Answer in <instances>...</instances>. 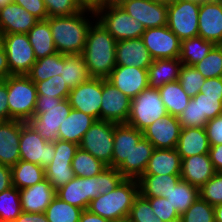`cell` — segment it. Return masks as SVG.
Returning a JSON list of instances; mask_svg holds the SVG:
<instances>
[{"label":"cell","instance_id":"8d00e7d4","mask_svg":"<svg viewBox=\"0 0 222 222\" xmlns=\"http://www.w3.org/2000/svg\"><path fill=\"white\" fill-rule=\"evenodd\" d=\"M64 55L55 53L40 59L32 65L31 70L26 74L34 83L41 82L60 75L61 66H64Z\"/></svg>","mask_w":222,"mask_h":222},{"label":"cell","instance_id":"2644e50d","mask_svg":"<svg viewBox=\"0 0 222 222\" xmlns=\"http://www.w3.org/2000/svg\"><path fill=\"white\" fill-rule=\"evenodd\" d=\"M13 2V0H0V9L4 6L8 5L9 3Z\"/></svg>","mask_w":222,"mask_h":222},{"label":"cell","instance_id":"6f0895ef","mask_svg":"<svg viewBox=\"0 0 222 222\" xmlns=\"http://www.w3.org/2000/svg\"><path fill=\"white\" fill-rule=\"evenodd\" d=\"M7 94V84L3 79H0V121H9V106Z\"/></svg>","mask_w":222,"mask_h":222},{"label":"cell","instance_id":"4316f807","mask_svg":"<svg viewBox=\"0 0 222 222\" xmlns=\"http://www.w3.org/2000/svg\"><path fill=\"white\" fill-rule=\"evenodd\" d=\"M95 121L96 119L91 115L72 109L60 125L58 139L80 145L84 134Z\"/></svg>","mask_w":222,"mask_h":222},{"label":"cell","instance_id":"ee69618b","mask_svg":"<svg viewBox=\"0 0 222 222\" xmlns=\"http://www.w3.org/2000/svg\"><path fill=\"white\" fill-rule=\"evenodd\" d=\"M205 80L204 76L193 65H182L178 82L190 98L200 93Z\"/></svg>","mask_w":222,"mask_h":222},{"label":"cell","instance_id":"753ad0ef","mask_svg":"<svg viewBox=\"0 0 222 222\" xmlns=\"http://www.w3.org/2000/svg\"><path fill=\"white\" fill-rule=\"evenodd\" d=\"M171 222H182V219H181V218H179V219L174 220V221H171Z\"/></svg>","mask_w":222,"mask_h":222},{"label":"cell","instance_id":"44dd1931","mask_svg":"<svg viewBox=\"0 0 222 222\" xmlns=\"http://www.w3.org/2000/svg\"><path fill=\"white\" fill-rule=\"evenodd\" d=\"M142 137L143 132L135 127L114 123L112 168H118L122 163H131V153Z\"/></svg>","mask_w":222,"mask_h":222},{"label":"cell","instance_id":"be15d7a7","mask_svg":"<svg viewBox=\"0 0 222 222\" xmlns=\"http://www.w3.org/2000/svg\"><path fill=\"white\" fill-rule=\"evenodd\" d=\"M83 9L96 11L102 4L103 0H76Z\"/></svg>","mask_w":222,"mask_h":222},{"label":"cell","instance_id":"681fc988","mask_svg":"<svg viewBox=\"0 0 222 222\" xmlns=\"http://www.w3.org/2000/svg\"><path fill=\"white\" fill-rule=\"evenodd\" d=\"M200 198L212 206L222 203V172H216L200 189Z\"/></svg>","mask_w":222,"mask_h":222},{"label":"cell","instance_id":"ab89813d","mask_svg":"<svg viewBox=\"0 0 222 222\" xmlns=\"http://www.w3.org/2000/svg\"><path fill=\"white\" fill-rule=\"evenodd\" d=\"M71 167L76 177L89 178L100 174L107 166L79 147L72 159Z\"/></svg>","mask_w":222,"mask_h":222},{"label":"cell","instance_id":"03108f58","mask_svg":"<svg viewBox=\"0 0 222 222\" xmlns=\"http://www.w3.org/2000/svg\"><path fill=\"white\" fill-rule=\"evenodd\" d=\"M6 76L3 62V55H0V79Z\"/></svg>","mask_w":222,"mask_h":222},{"label":"cell","instance_id":"603a6c76","mask_svg":"<svg viewBox=\"0 0 222 222\" xmlns=\"http://www.w3.org/2000/svg\"><path fill=\"white\" fill-rule=\"evenodd\" d=\"M38 22L37 18L14 2L0 9V31L3 34H27Z\"/></svg>","mask_w":222,"mask_h":222},{"label":"cell","instance_id":"11a10c76","mask_svg":"<svg viewBox=\"0 0 222 222\" xmlns=\"http://www.w3.org/2000/svg\"><path fill=\"white\" fill-rule=\"evenodd\" d=\"M208 141L210 145L222 144V114L214 119L208 120L205 125Z\"/></svg>","mask_w":222,"mask_h":222},{"label":"cell","instance_id":"e575fe53","mask_svg":"<svg viewBox=\"0 0 222 222\" xmlns=\"http://www.w3.org/2000/svg\"><path fill=\"white\" fill-rule=\"evenodd\" d=\"M159 92L167 113L176 117L183 112L191 99L178 80L165 84L159 89Z\"/></svg>","mask_w":222,"mask_h":222},{"label":"cell","instance_id":"d6986e66","mask_svg":"<svg viewBox=\"0 0 222 222\" xmlns=\"http://www.w3.org/2000/svg\"><path fill=\"white\" fill-rule=\"evenodd\" d=\"M107 80L130 99L149 87L148 69L134 66H116Z\"/></svg>","mask_w":222,"mask_h":222},{"label":"cell","instance_id":"db71d44e","mask_svg":"<svg viewBox=\"0 0 222 222\" xmlns=\"http://www.w3.org/2000/svg\"><path fill=\"white\" fill-rule=\"evenodd\" d=\"M13 2L23 7L39 21L49 18L43 0H13Z\"/></svg>","mask_w":222,"mask_h":222},{"label":"cell","instance_id":"836d02e7","mask_svg":"<svg viewBox=\"0 0 222 222\" xmlns=\"http://www.w3.org/2000/svg\"><path fill=\"white\" fill-rule=\"evenodd\" d=\"M12 169V186L18 190L31 187L45 179V169L40 165L19 160Z\"/></svg>","mask_w":222,"mask_h":222},{"label":"cell","instance_id":"60d3db41","mask_svg":"<svg viewBox=\"0 0 222 222\" xmlns=\"http://www.w3.org/2000/svg\"><path fill=\"white\" fill-rule=\"evenodd\" d=\"M83 209L62 201L56 196L46 208L48 222H79Z\"/></svg>","mask_w":222,"mask_h":222},{"label":"cell","instance_id":"816d5d0a","mask_svg":"<svg viewBox=\"0 0 222 222\" xmlns=\"http://www.w3.org/2000/svg\"><path fill=\"white\" fill-rule=\"evenodd\" d=\"M146 199L149 201L155 215L163 222H171L180 218V215L174 207L171 206L167 198L152 197Z\"/></svg>","mask_w":222,"mask_h":222},{"label":"cell","instance_id":"f35d334b","mask_svg":"<svg viewBox=\"0 0 222 222\" xmlns=\"http://www.w3.org/2000/svg\"><path fill=\"white\" fill-rule=\"evenodd\" d=\"M199 188L192 186L184 180H180L172 190L165 195L168 202L181 216L198 198Z\"/></svg>","mask_w":222,"mask_h":222},{"label":"cell","instance_id":"b9f144b4","mask_svg":"<svg viewBox=\"0 0 222 222\" xmlns=\"http://www.w3.org/2000/svg\"><path fill=\"white\" fill-rule=\"evenodd\" d=\"M19 190L12 186L0 193V222H14L21 214Z\"/></svg>","mask_w":222,"mask_h":222},{"label":"cell","instance_id":"4dcf8cb0","mask_svg":"<svg viewBox=\"0 0 222 222\" xmlns=\"http://www.w3.org/2000/svg\"><path fill=\"white\" fill-rule=\"evenodd\" d=\"M154 149L153 144L142 137L131 153V163H122L117 169L124 178L138 180L144 174Z\"/></svg>","mask_w":222,"mask_h":222},{"label":"cell","instance_id":"c3c4849f","mask_svg":"<svg viewBox=\"0 0 222 222\" xmlns=\"http://www.w3.org/2000/svg\"><path fill=\"white\" fill-rule=\"evenodd\" d=\"M193 99L198 101L199 119L208 122L222 114V97L206 96L200 92Z\"/></svg>","mask_w":222,"mask_h":222},{"label":"cell","instance_id":"9c48e42d","mask_svg":"<svg viewBox=\"0 0 222 222\" xmlns=\"http://www.w3.org/2000/svg\"><path fill=\"white\" fill-rule=\"evenodd\" d=\"M167 113L161 99L159 90L147 88L131 101L128 125L143 131L157 119H161Z\"/></svg>","mask_w":222,"mask_h":222},{"label":"cell","instance_id":"3957f363","mask_svg":"<svg viewBox=\"0 0 222 222\" xmlns=\"http://www.w3.org/2000/svg\"><path fill=\"white\" fill-rule=\"evenodd\" d=\"M116 43L96 19L88 30L82 53L90 77L107 79L110 76L116 67Z\"/></svg>","mask_w":222,"mask_h":222},{"label":"cell","instance_id":"6125c7cd","mask_svg":"<svg viewBox=\"0 0 222 222\" xmlns=\"http://www.w3.org/2000/svg\"><path fill=\"white\" fill-rule=\"evenodd\" d=\"M79 222H111L99 215L93 214L88 210H83Z\"/></svg>","mask_w":222,"mask_h":222},{"label":"cell","instance_id":"9f6ffc18","mask_svg":"<svg viewBox=\"0 0 222 222\" xmlns=\"http://www.w3.org/2000/svg\"><path fill=\"white\" fill-rule=\"evenodd\" d=\"M200 92L206 96L222 97V77L206 79Z\"/></svg>","mask_w":222,"mask_h":222},{"label":"cell","instance_id":"4fadbf2b","mask_svg":"<svg viewBox=\"0 0 222 222\" xmlns=\"http://www.w3.org/2000/svg\"><path fill=\"white\" fill-rule=\"evenodd\" d=\"M54 145L55 155L45 168V178L57 190L75 177L71 163L79 145L59 139L54 142Z\"/></svg>","mask_w":222,"mask_h":222},{"label":"cell","instance_id":"d590c367","mask_svg":"<svg viewBox=\"0 0 222 222\" xmlns=\"http://www.w3.org/2000/svg\"><path fill=\"white\" fill-rule=\"evenodd\" d=\"M60 75L70 90L90 78L82 55H64Z\"/></svg>","mask_w":222,"mask_h":222},{"label":"cell","instance_id":"e0dca14e","mask_svg":"<svg viewBox=\"0 0 222 222\" xmlns=\"http://www.w3.org/2000/svg\"><path fill=\"white\" fill-rule=\"evenodd\" d=\"M131 101L126 94L119 91L107 79L102 78V101L100 120L117 124L127 123L130 114Z\"/></svg>","mask_w":222,"mask_h":222},{"label":"cell","instance_id":"7dc6e473","mask_svg":"<svg viewBox=\"0 0 222 222\" xmlns=\"http://www.w3.org/2000/svg\"><path fill=\"white\" fill-rule=\"evenodd\" d=\"M127 222H163L155 215L149 201L140 193L135 198Z\"/></svg>","mask_w":222,"mask_h":222},{"label":"cell","instance_id":"8992f818","mask_svg":"<svg viewBox=\"0 0 222 222\" xmlns=\"http://www.w3.org/2000/svg\"><path fill=\"white\" fill-rule=\"evenodd\" d=\"M9 120L27 122L34 116L38 97L35 83L27 75H6Z\"/></svg>","mask_w":222,"mask_h":222},{"label":"cell","instance_id":"7c38bea8","mask_svg":"<svg viewBox=\"0 0 222 222\" xmlns=\"http://www.w3.org/2000/svg\"><path fill=\"white\" fill-rule=\"evenodd\" d=\"M20 160L46 168L55 155L54 142H47L26 122L20 121Z\"/></svg>","mask_w":222,"mask_h":222},{"label":"cell","instance_id":"e7e4bbea","mask_svg":"<svg viewBox=\"0 0 222 222\" xmlns=\"http://www.w3.org/2000/svg\"><path fill=\"white\" fill-rule=\"evenodd\" d=\"M215 222H222V203L214 206Z\"/></svg>","mask_w":222,"mask_h":222},{"label":"cell","instance_id":"6da1fadb","mask_svg":"<svg viewBox=\"0 0 222 222\" xmlns=\"http://www.w3.org/2000/svg\"><path fill=\"white\" fill-rule=\"evenodd\" d=\"M124 179L117 168L106 167L94 177H74L56 190V196L80 209L87 210L90 201L114 190Z\"/></svg>","mask_w":222,"mask_h":222},{"label":"cell","instance_id":"bcb514c9","mask_svg":"<svg viewBox=\"0 0 222 222\" xmlns=\"http://www.w3.org/2000/svg\"><path fill=\"white\" fill-rule=\"evenodd\" d=\"M35 85L38 96L66 99L71 91L62 79L61 75L54 76L41 82H36Z\"/></svg>","mask_w":222,"mask_h":222},{"label":"cell","instance_id":"94428289","mask_svg":"<svg viewBox=\"0 0 222 222\" xmlns=\"http://www.w3.org/2000/svg\"><path fill=\"white\" fill-rule=\"evenodd\" d=\"M14 222H48V220L45 213H27L22 211Z\"/></svg>","mask_w":222,"mask_h":222},{"label":"cell","instance_id":"277c9868","mask_svg":"<svg viewBox=\"0 0 222 222\" xmlns=\"http://www.w3.org/2000/svg\"><path fill=\"white\" fill-rule=\"evenodd\" d=\"M138 195V180L124 178L111 192L92 199L87 210L111 222H125Z\"/></svg>","mask_w":222,"mask_h":222},{"label":"cell","instance_id":"2e32d148","mask_svg":"<svg viewBox=\"0 0 222 222\" xmlns=\"http://www.w3.org/2000/svg\"><path fill=\"white\" fill-rule=\"evenodd\" d=\"M120 7L145 29L167 25L168 5L155 0H122Z\"/></svg>","mask_w":222,"mask_h":222},{"label":"cell","instance_id":"f5cc1de1","mask_svg":"<svg viewBox=\"0 0 222 222\" xmlns=\"http://www.w3.org/2000/svg\"><path fill=\"white\" fill-rule=\"evenodd\" d=\"M181 128L205 127L207 121L199 119L198 101L189 100L188 106L178 116Z\"/></svg>","mask_w":222,"mask_h":222},{"label":"cell","instance_id":"5b68a950","mask_svg":"<svg viewBox=\"0 0 222 222\" xmlns=\"http://www.w3.org/2000/svg\"><path fill=\"white\" fill-rule=\"evenodd\" d=\"M71 110L68 98L38 96L34 116L26 123L47 142H55L60 125Z\"/></svg>","mask_w":222,"mask_h":222},{"label":"cell","instance_id":"1f68e13d","mask_svg":"<svg viewBox=\"0 0 222 222\" xmlns=\"http://www.w3.org/2000/svg\"><path fill=\"white\" fill-rule=\"evenodd\" d=\"M180 180V175L143 174L138 179L139 193L144 198H165V195H167Z\"/></svg>","mask_w":222,"mask_h":222},{"label":"cell","instance_id":"8c879c8a","mask_svg":"<svg viewBox=\"0 0 222 222\" xmlns=\"http://www.w3.org/2000/svg\"><path fill=\"white\" fill-rule=\"evenodd\" d=\"M189 1H192V2H196V3H203V2H206V1H210V0H189Z\"/></svg>","mask_w":222,"mask_h":222},{"label":"cell","instance_id":"cb8c5ba5","mask_svg":"<svg viewBox=\"0 0 222 222\" xmlns=\"http://www.w3.org/2000/svg\"><path fill=\"white\" fill-rule=\"evenodd\" d=\"M22 211L27 213H45L46 208L56 197V190L48 179L19 190Z\"/></svg>","mask_w":222,"mask_h":222},{"label":"cell","instance_id":"003e7915","mask_svg":"<svg viewBox=\"0 0 222 222\" xmlns=\"http://www.w3.org/2000/svg\"><path fill=\"white\" fill-rule=\"evenodd\" d=\"M155 1H157L159 3L169 5V4H172V3H176L178 0H155Z\"/></svg>","mask_w":222,"mask_h":222},{"label":"cell","instance_id":"f6af8a7d","mask_svg":"<svg viewBox=\"0 0 222 222\" xmlns=\"http://www.w3.org/2000/svg\"><path fill=\"white\" fill-rule=\"evenodd\" d=\"M180 218L182 222H215L214 206L199 197Z\"/></svg>","mask_w":222,"mask_h":222},{"label":"cell","instance_id":"5bb4252c","mask_svg":"<svg viewBox=\"0 0 222 222\" xmlns=\"http://www.w3.org/2000/svg\"><path fill=\"white\" fill-rule=\"evenodd\" d=\"M141 38L153 60L179 58L181 40L167 25L145 29Z\"/></svg>","mask_w":222,"mask_h":222},{"label":"cell","instance_id":"30bf717a","mask_svg":"<svg viewBox=\"0 0 222 222\" xmlns=\"http://www.w3.org/2000/svg\"><path fill=\"white\" fill-rule=\"evenodd\" d=\"M114 122L96 120L84 134L79 147L112 168Z\"/></svg>","mask_w":222,"mask_h":222},{"label":"cell","instance_id":"9a60e30c","mask_svg":"<svg viewBox=\"0 0 222 222\" xmlns=\"http://www.w3.org/2000/svg\"><path fill=\"white\" fill-rule=\"evenodd\" d=\"M68 100L72 109L82 111L100 120L102 101V78L90 77L69 92Z\"/></svg>","mask_w":222,"mask_h":222},{"label":"cell","instance_id":"f546056e","mask_svg":"<svg viewBox=\"0 0 222 222\" xmlns=\"http://www.w3.org/2000/svg\"><path fill=\"white\" fill-rule=\"evenodd\" d=\"M181 160L176 149H154L144 174L180 175Z\"/></svg>","mask_w":222,"mask_h":222},{"label":"cell","instance_id":"d6a6232c","mask_svg":"<svg viewBox=\"0 0 222 222\" xmlns=\"http://www.w3.org/2000/svg\"><path fill=\"white\" fill-rule=\"evenodd\" d=\"M27 35L36 59L57 53L49 23L46 20L36 23Z\"/></svg>","mask_w":222,"mask_h":222},{"label":"cell","instance_id":"52a82bcc","mask_svg":"<svg viewBox=\"0 0 222 222\" xmlns=\"http://www.w3.org/2000/svg\"><path fill=\"white\" fill-rule=\"evenodd\" d=\"M95 13V19L117 42L141 38L145 31L143 24L132 18L119 4H102Z\"/></svg>","mask_w":222,"mask_h":222},{"label":"cell","instance_id":"74e56055","mask_svg":"<svg viewBox=\"0 0 222 222\" xmlns=\"http://www.w3.org/2000/svg\"><path fill=\"white\" fill-rule=\"evenodd\" d=\"M215 44L197 36L181 41L179 59L183 65H195L205 58Z\"/></svg>","mask_w":222,"mask_h":222},{"label":"cell","instance_id":"83f0119b","mask_svg":"<svg viewBox=\"0 0 222 222\" xmlns=\"http://www.w3.org/2000/svg\"><path fill=\"white\" fill-rule=\"evenodd\" d=\"M176 150L181 159L208 153L210 144L205 127L182 128Z\"/></svg>","mask_w":222,"mask_h":222},{"label":"cell","instance_id":"ba28073f","mask_svg":"<svg viewBox=\"0 0 222 222\" xmlns=\"http://www.w3.org/2000/svg\"><path fill=\"white\" fill-rule=\"evenodd\" d=\"M36 60L27 34H4L3 62L6 75H26Z\"/></svg>","mask_w":222,"mask_h":222},{"label":"cell","instance_id":"ac0fdd59","mask_svg":"<svg viewBox=\"0 0 222 222\" xmlns=\"http://www.w3.org/2000/svg\"><path fill=\"white\" fill-rule=\"evenodd\" d=\"M181 129L178 117L166 114L142 132L155 149H176Z\"/></svg>","mask_w":222,"mask_h":222},{"label":"cell","instance_id":"7bdbcfd3","mask_svg":"<svg viewBox=\"0 0 222 222\" xmlns=\"http://www.w3.org/2000/svg\"><path fill=\"white\" fill-rule=\"evenodd\" d=\"M194 67L205 79L222 77V45H215L209 54Z\"/></svg>","mask_w":222,"mask_h":222},{"label":"cell","instance_id":"7a4b0ae2","mask_svg":"<svg viewBox=\"0 0 222 222\" xmlns=\"http://www.w3.org/2000/svg\"><path fill=\"white\" fill-rule=\"evenodd\" d=\"M90 17L92 19L96 17L95 11L83 9L77 14L54 16L46 20L49 23L55 48L58 53L65 55H82L88 30L95 21V19L90 21L92 20Z\"/></svg>","mask_w":222,"mask_h":222},{"label":"cell","instance_id":"7402d4cb","mask_svg":"<svg viewBox=\"0 0 222 222\" xmlns=\"http://www.w3.org/2000/svg\"><path fill=\"white\" fill-rule=\"evenodd\" d=\"M153 62L142 38L121 40L116 43V66L148 69Z\"/></svg>","mask_w":222,"mask_h":222},{"label":"cell","instance_id":"484cf974","mask_svg":"<svg viewBox=\"0 0 222 222\" xmlns=\"http://www.w3.org/2000/svg\"><path fill=\"white\" fill-rule=\"evenodd\" d=\"M20 121H0V164L14 166L20 160Z\"/></svg>","mask_w":222,"mask_h":222},{"label":"cell","instance_id":"89a4df30","mask_svg":"<svg viewBox=\"0 0 222 222\" xmlns=\"http://www.w3.org/2000/svg\"><path fill=\"white\" fill-rule=\"evenodd\" d=\"M122 0H103V4H119Z\"/></svg>","mask_w":222,"mask_h":222},{"label":"cell","instance_id":"91938a15","mask_svg":"<svg viewBox=\"0 0 222 222\" xmlns=\"http://www.w3.org/2000/svg\"><path fill=\"white\" fill-rule=\"evenodd\" d=\"M12 187V169L0 164V193Z\"/></svg>","mask_w":222,"mask_h":222},{"label":"cell","instance_id":"680465c9","mask_svg":"<svg viewBox=\"0 0 222 222\" xmlns=\"http://www.w3.org/2000/svg\"><path fill=\"white\" fill-rule=\"evenodd\" d=\"M210 160L216 172H222V144L210 145L208 152Z\"/></svg>","mask_w":222,"mask_h":222},{"label":"cell","instance_id":"8fae6325","mask_svg":"<svg viewBox=\"0 0 222 222\" xmlns=\"http://www.w3.org/2000/svg\"><path fill=\"white\" fill-rule=\"evenodd\" d=\"M200 4L178 0L168 5V28L182 41L198 36Z\"/></svg>","mask_w":222,"mask_h":222},{"label":"cell","instance_id":"ffe728a7","mask_svg":"<svg viewBox=\"0 0 222 222\" xmlns=\"http://www.w3.org/2000/svg\"><path fill=\"white\" fill-rule=\"evenodd\" d=\"M198 36L215 45H222V1L210 0L200 4Z\"/></svg>","mask_w":222,"mask_h":222},{"label":"cell","instance_id":"f1b7e54d","mask_svg":"<svg viewBox=\"0 0 222 222\" xmlns=\"http://www.w3.org/2000/svg\"><path fill=\"white\" fill-rule=\"evenodd\" d=\"M182 62L179 58L156 59L148 68V85L159 90L165 84L179 79Z\"/></svg>","mask_w":222,"mask_h":222},{"label":"cell","instance_id":"a7ac6f4b","mask_svg":"<svg viewBox=\"0 0 222 222\" xmlns=\"http://www.w3.org/2000/svg\"><path fill=\"white\" fill-rule=\"evenodd\" d=\"M3 37L4 34L0 31V55H3Z\"/></svg>","mask_w":222,"mask_h":222},{"label":"cell","instance_id":"f907efd6","mask_svg":"<svg viewBox=\"0 0 222 222\" xmlns=\"http://www.w3.org/2000/svg\"><path fill=\"white\" fill-rule=\"evenodd\" d=\"M48 17L69 16L83 10L76 0H43Z\"/></svg>","mask_w":222,"mask_h":222},{"label":"cell","instance_id":"d4e9b609","mask_svg":"<svg viewBox=\"0 0 222 222\" xmlns=\"http://www.w3.org/2000/svg\"><path fill=\"white\" fill-rule=\"evenodd\" d=\"M209 154L193 155L181 160V179L201 188L214 174Z\"/></svg>","mask_w":222,"mask_h":222}]
</instances>
